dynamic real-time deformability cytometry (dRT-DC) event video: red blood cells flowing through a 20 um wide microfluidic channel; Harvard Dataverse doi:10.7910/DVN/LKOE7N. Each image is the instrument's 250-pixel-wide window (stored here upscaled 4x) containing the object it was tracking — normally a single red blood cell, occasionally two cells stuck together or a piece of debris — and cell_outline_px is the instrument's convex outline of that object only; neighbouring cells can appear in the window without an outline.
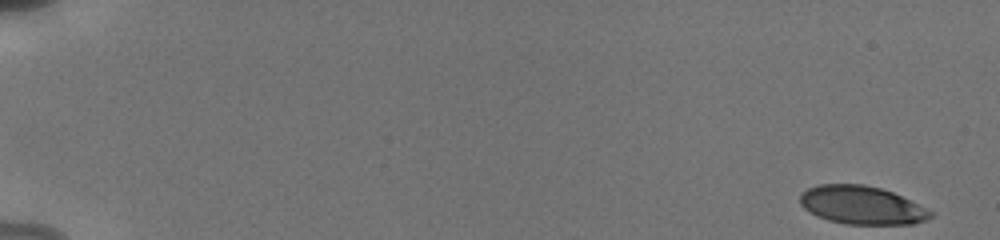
{"species": "human", "species_latin": "Homo sapiens", "temperature_condition": "cold", "stored_images_in_passage": 34, "camera_frame_rate_fps": 3000, "um_per_image_px": 0.085, "donor": {"sex": "male"}, "frame": {"image": 1, "passage_image": 1, "time_ms": 0.0, "image_size_px": [1000, 240], "cell_outline_px": [[932, 216], [924, 220], [912, 224], [848, 224], [828, 220], [816, 216], [804, 208], [800, 204], [800, 192], [816, 184], [864, 184], [880, 188], [892, 192], [932, 212]], "centroid_in_image_um": [73.17, 17.43], "position_along_channel_um": 11.8, "area_um2": 28.84}}
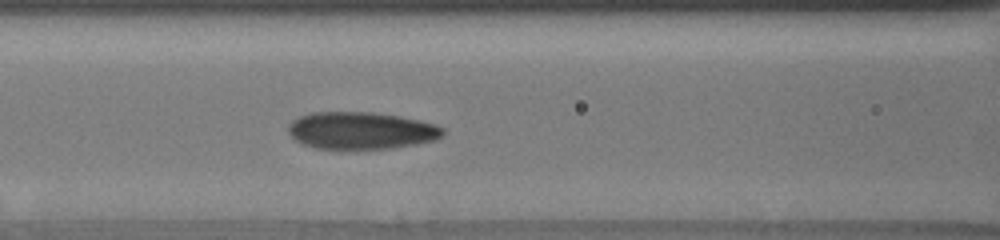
{"frame": {"image": 2, "passage_image": 21, "time_ms": 8.0, "image_size_px": [1000, 240], "cell_outline_px": [[444, 136], [436, 140], [416, 144], [392, 148], [316, 148], [300, 144], [288, 132], [288, 124], [292, 120], [300, 116], [312, 112], [372, 112], [400, 116], [436, 124], [444, 128]], "centroid_in_image_um": [30.7, 11.09], "position_along_channel_um": 135.9, "area_um2": 33.58}}
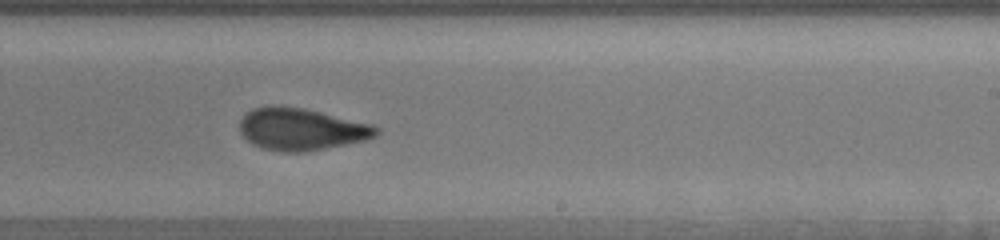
{"frame": {"image": 3, "passage_image": 29, "time_ms": 11.333, "image_size_px": [1000, 240], "cell_outline_px": [[380, 132], [376, 136], [368, 140], [304, 152], [280, 152], [264, 148], [252, 144], [240, 132], [240, 120], [252, 108], [268, 104], [280, 104], [304, 108], [372, 124], [380, 128]], "centroid_in_image_um": [25.62, 10.96], "position_along_channel_um": 263.4, "area_um2": 33.87}}